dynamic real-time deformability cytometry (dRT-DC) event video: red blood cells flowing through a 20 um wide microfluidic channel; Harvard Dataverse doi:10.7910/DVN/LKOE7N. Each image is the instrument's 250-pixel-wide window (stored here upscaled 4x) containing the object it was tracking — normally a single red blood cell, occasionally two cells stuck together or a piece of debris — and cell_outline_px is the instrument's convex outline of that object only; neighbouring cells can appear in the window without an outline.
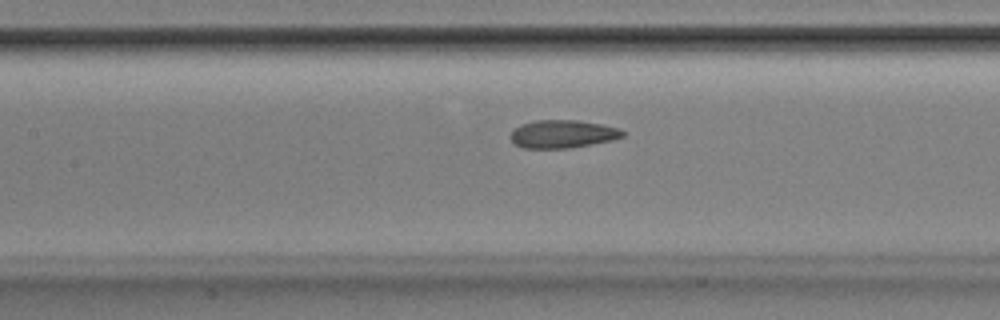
{"species": "Egyptian fruit bat (a non-hibernating species)", "species_latin": "Rousettus aegyptiacus", "temperature_condition": "room temperature", "stored_images_in_passage": 52, "camera_frame_rate_fps": 3000, "um_per_image_px": 0.085, "animal": {"sex": "male"}, "frame": {"image": 1, "passage_image": 24, "time_ms": 7.667, "image_size_px": [1000, 320], "cell_outline_px": [[624, 136], [612, 140], [592, 144], [568, 148], [524, 148], [516, 144], [508, 136], [520, 124], [536, 120], [580, 120], [620, 128], [624, 132]], "centroid_in_image_um": [47.83, 11.38], "position_along_channel_um": 159.6, "area_um2": 18.26}}
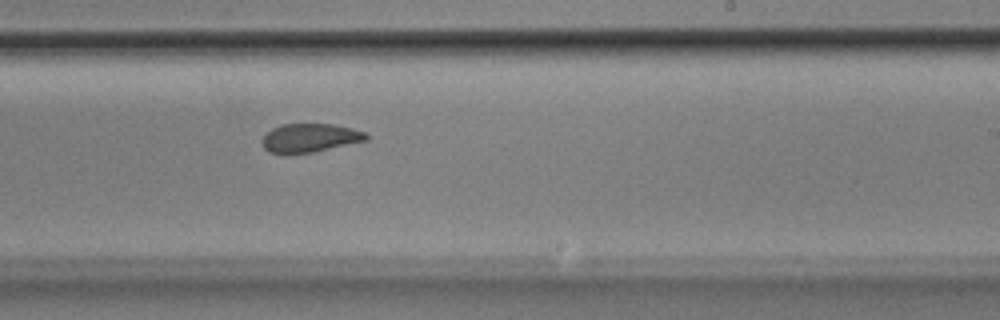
{"frame": {"image": 2, "passage_image": 32, "time_ms": 10.333, "image_size_px": [1000, 320], "cell_outline_px": [[368, 140], [312, 152], [268, 152], [264, 148], [260, 140], [272, 128], [284, 124], [332, 124], [352, 128], [368, 132]], "centroid_in_image_um": [26.38, 11.7], "position_along_channel_um": 262.6, "area_um2": 17.11}}
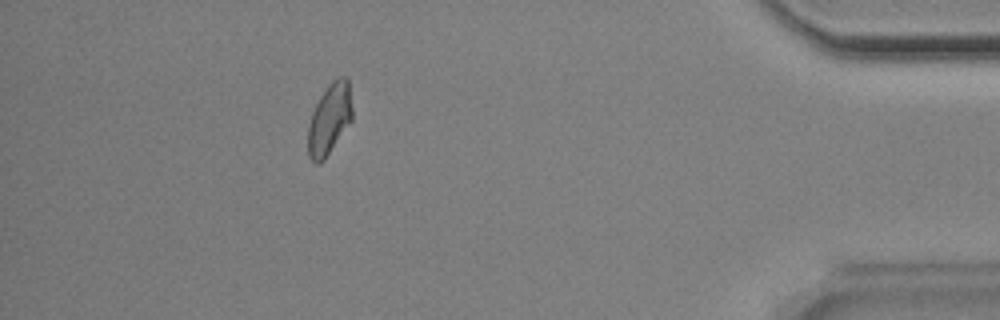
{"frame": {"image": 3, "passage_image": 47, "time_ms": 15.333, "image_size_px": [1000, 320], "cell_outline_px": [[352, 120], [324, 160], [320, 164], [316, 164], [308, 156], [308, 124], [312, 112], [320, 96], [328, 84], [336, 76], [344, 76], [348, 80], [352, 108]], "centroid_in_image_um": [28.0, 10.11], "position_along_channel_um": 407.2, "area_um2": 18.38}, "authors_computed_cell_mechanics": {"area_um2": 18.6983, "velocity_mm_per_s": 3.8784, "shape_relaxation_time_tau1_ms": 4.4139, "shape_relaxation_time_tau2_ms": 1.2887, "deformation_change_tau1": 0.1205, "deformation_change_tau2": 0.0726}}